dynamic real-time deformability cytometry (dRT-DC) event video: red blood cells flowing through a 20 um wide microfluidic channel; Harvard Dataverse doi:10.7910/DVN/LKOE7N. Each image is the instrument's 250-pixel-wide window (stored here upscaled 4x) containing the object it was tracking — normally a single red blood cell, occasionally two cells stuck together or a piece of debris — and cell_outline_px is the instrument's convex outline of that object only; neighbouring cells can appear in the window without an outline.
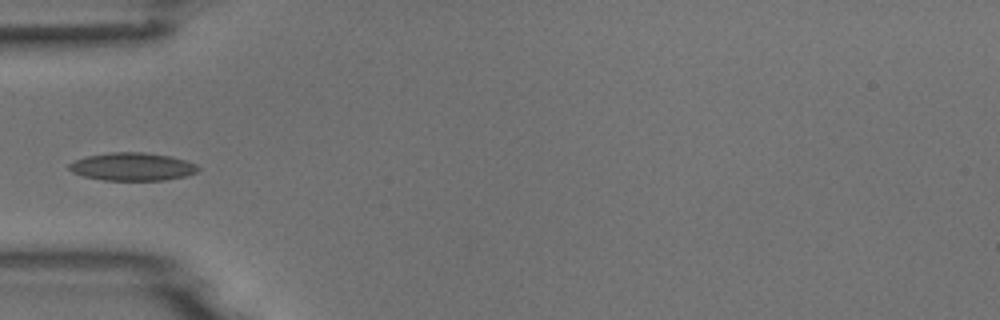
{"species": "common noctule bat (a hibernating species)", "species_latin": "Nyctalus noctula", "temperature_condition": "room temperature", "stored_images_in_passage": 5, "camera_frame_rate_fps": 3000, "um_per_image_px": 0.085, "animal": {"sex": "male", "body_mass_g": 18.8}, "frame": {"image": 1, "passage_image": 5, "time_ms": 1.333, "image_size_px": [1000, 320], "cell_outline_px": [[200, 168], [196, 172], [188, 176], [164, 180], [104, 180], [84, 176], [72, 172], [68, 168], [68, 164], [76, 160], [88, 156], [108, 152], [144, 152], [172, 156], [196, 164]], "centroid_in_image_um": [11.27, 14.16], "position_along_channel_um": 73.7, "area_um2": 21.04}}